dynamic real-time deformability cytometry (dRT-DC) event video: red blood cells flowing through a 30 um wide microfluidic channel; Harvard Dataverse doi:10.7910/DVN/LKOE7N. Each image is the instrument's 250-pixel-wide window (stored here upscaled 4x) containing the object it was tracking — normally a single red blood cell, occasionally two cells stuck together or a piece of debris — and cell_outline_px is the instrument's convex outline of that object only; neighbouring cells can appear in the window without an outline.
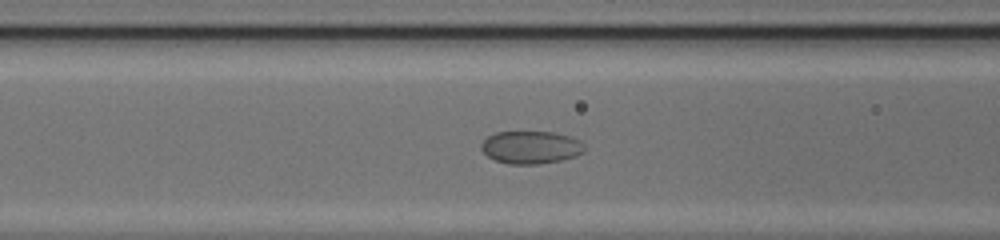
{"species": "common noctule bat (a hibernating species)", "species_latin": "Nyctalus noctula", "temperature_condition": "cold", "stored_images_in_passage": 43, "camera_frame_rate_fps": 3000, "um_per_image_px": 0.085, "animal": {"sex": "female", "body_mass_g": 17.0, "forearm_length_mm": 48.0}, "frame": {"image": 1, "passage_image": 17, "time_ms": 5.333, "image_size_px": [1000, 240], "cell_outline_px": [[584, 152], [576, 156], [560, 160], [540, 164], [508, 164], [496, 160], [488, 156], [480, 148], [480, 144], [488, 136], [496, 132], [552, 132], [572, 136], [580, 140], [584, 144]], "centroid_in_image_um": [45.14, 12.52], "position_along_channel_um": 121.5, "area_um2": 19.77}}
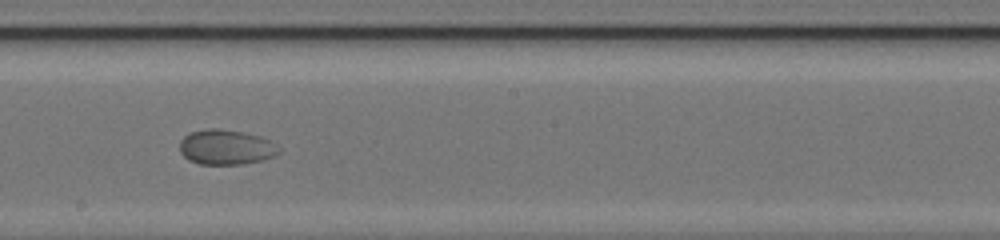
{"frame": {"image": 2, "passage_image": 25, "time_ms": 8.0, "image_size_px": [1000, 240], "cell_outline_px": [[280, 152], [276, 156], [260, 160], [240, 164], [200, 164], [188, 160], [180, 152], [180, 140], [188, 132], [208, 128], [216, 128], [240, 132], [260, 136], [276, 144], [280, 148]], "centroid_in_image_um": [19.19, 12.51], "position_along_channel_um": 229.0, "area_um2": 20.23}}
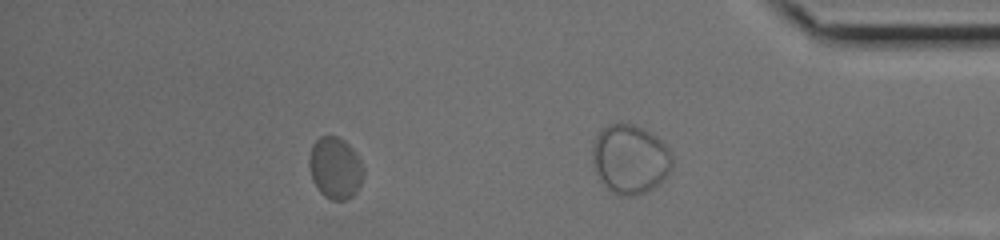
{"frame": {"image": 3, "passage_image": 37, "time_ms": 12.0, "image_size_px": [1000, 240], "cell_outline_px": [[364, 176], [356, 192], [352, 196], [344, 200], [332, 200], [324, 196], [316, 188], [312, 180], [308, 164], [308, 160], [312, 144], [320, 136], [336, 136], [344, 140], [352, 148], [360, 160], [364, 168]], "centroid_in_image_um": [28.48, 14.28], "position_along_channel_um": 406.7, "area_um2": 19.71}, "authors_computed_cell_mechanics": {"area_um2": 20.23, "velocity_mm_per_s": 4.0401, "shape_relaxation_time_tau1_ms": 4.8001, "shape_relaxation_time_tau2_ms": null, "deformation_change_tau1": 0.0951, "deformation_change_tau2": null}}